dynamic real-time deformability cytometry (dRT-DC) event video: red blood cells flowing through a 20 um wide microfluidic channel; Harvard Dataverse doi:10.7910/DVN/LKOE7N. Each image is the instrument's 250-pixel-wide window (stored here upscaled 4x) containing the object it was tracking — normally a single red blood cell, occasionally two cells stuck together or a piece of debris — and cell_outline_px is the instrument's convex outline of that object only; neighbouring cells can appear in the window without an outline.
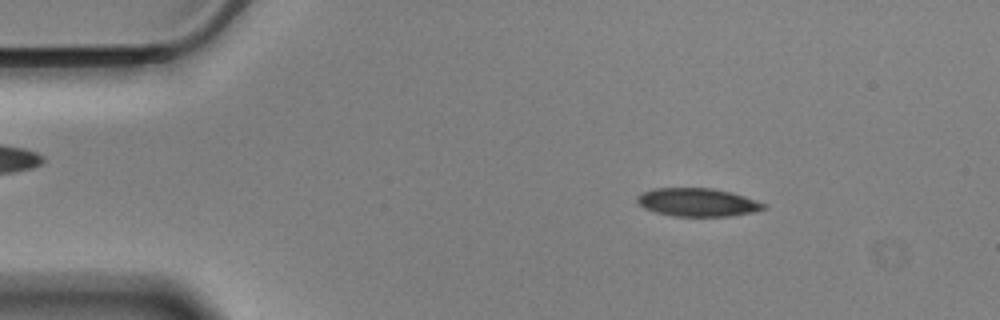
{"species": "Egyptian fruit bat (a non-hibernating species)", "species_latin": "Rousettus aegyptiacus", "temperature_condition": "cold", "stored_images_in_passage": 55, "camera_frame_rate_fps": 3000, "um_per_image_px": 0.085, "animal": {"sex": "male"}, "frame": {"image": 1, "passage_image": 7, "time_ms": 2.0, "image_size_px": [1000, 320], "cell_outline_px": [[768, 208], [752, 212], [728, 216], [672, 216], [656, 212], [644, 208], [636, 200], [636, 196], [640, 192], [652, 188], [712, 188], [732, 192], [768, 204]], "centroid_in_image_um": [59.28, 17.18], "position_along_channel_um": 25.7, "area_um2": 20.98}}
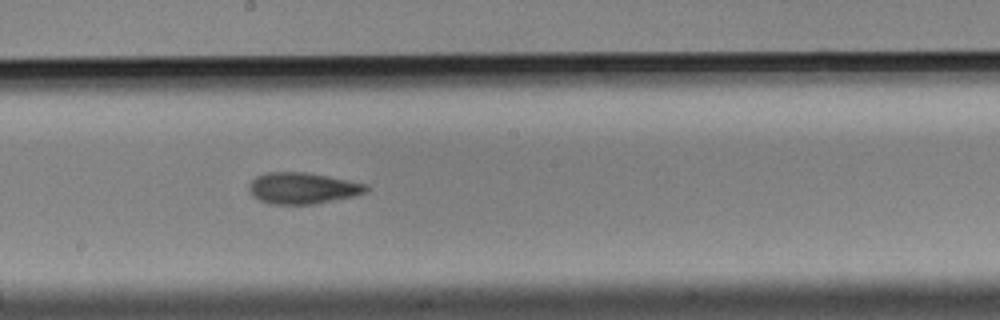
{"frame": {"image": 2, "passage_image": 29, "time_ms": 9.333, "image_size_px": [1000, 320], "cell_outline_px": [[368, 192], [352, 196], [316, 204], [272, 204], [260, 200], [248, 188], [252, 180], [256, 176], [264, 172], [304, 172], [328, 176], [368, 184]], "centroid_in_image_um": [25.75, 15.99], "position_along_channel_um": 222.5, "area_um2": 21.21}}
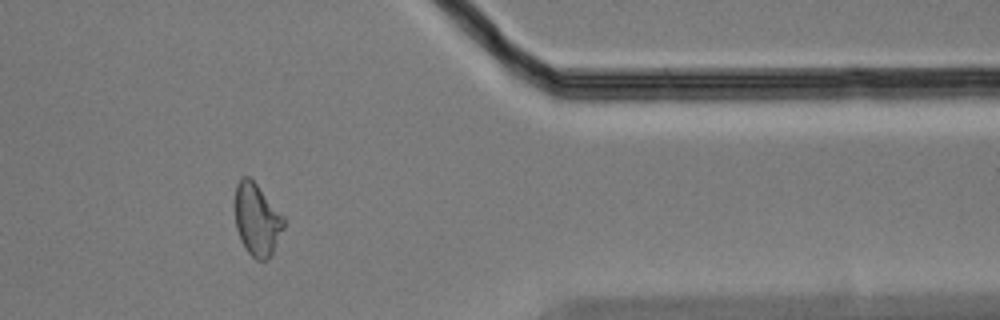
{"frame": {"image": 3, "passage_image": 45, "time_ms": 14.667, "image_size_px": [1000, 320], "cell_outline_px": [[284, 228], [268, 260], [256, 260], [244, 248], [240, 240], [236, 228], [236, 184], [240, 176], [248, 176], [256, 184], [284, 216]], "centroid_in_image_um": [21.84, 18.68], "position_along_channel_um": 389.6, "area_um2": 20.35}, "authors_computed_cell_mechanics": {"area_um2": 21.2704, "velocity_mm_per_s": 3.5204, "shape_relaxation_time_tau1_ms": null, "shape_relaxation_time_tau2_ms": 4.346, "deformation_change_tau1": null, "deformation_change_tau2": 0.0987}}